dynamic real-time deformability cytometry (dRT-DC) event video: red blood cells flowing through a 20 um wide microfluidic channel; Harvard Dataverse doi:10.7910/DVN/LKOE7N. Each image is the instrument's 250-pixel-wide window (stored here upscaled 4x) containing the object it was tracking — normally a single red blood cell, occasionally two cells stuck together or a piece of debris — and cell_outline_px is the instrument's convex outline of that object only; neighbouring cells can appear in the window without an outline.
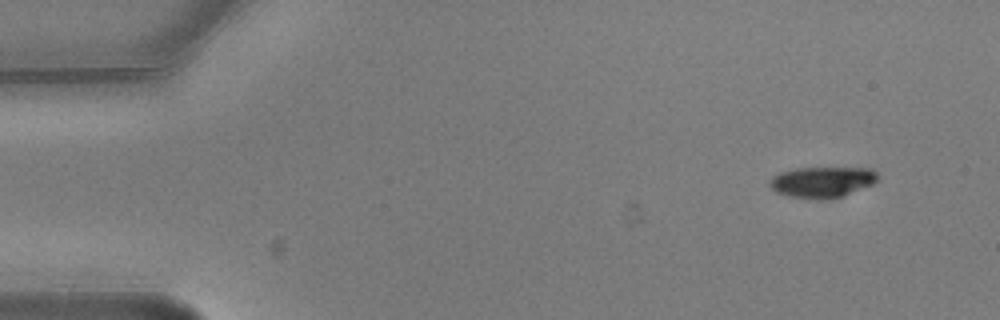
{"species": "common noctule bat (a hibernating species)", "species_latin": "Nyctalus noctula", "temperature_condition": "warm", "stored_images_in_passage": 6, "camera_frame_rate_fps": 3000, "um_per_image_px": 0.085, "animal": {"sex": "male", "body_mass_g": 20.5, "forearm_length_mm": 52.5}, "frame": {"image": 1, "passage_image": 1, "time_ms": 0.0, "image_size_px": [1000, 320], "cell_outline_px": [[880, 180], [872, 184], [844, 196], [828, 200], [816, 200], [792, 196], [776, 192], [768, 184], [772, 176], [780, 172], [796, 168], [872, 168], [880, 176]], "centroid_in_image_um": [69.92, 15.48], "position_along_channel_um": 15.1, "area_um2": 19.71}}
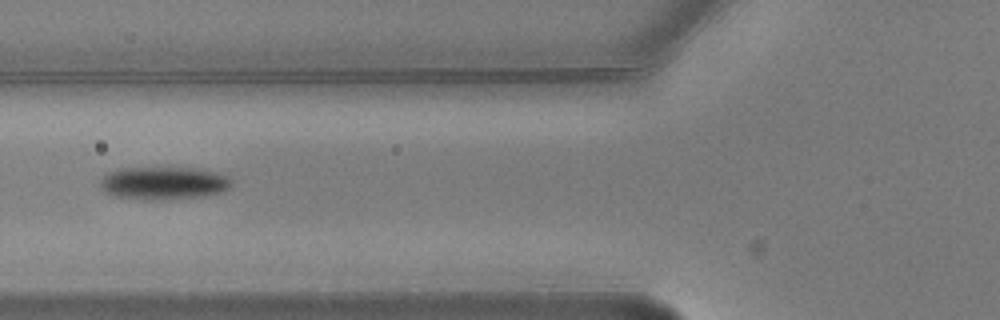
{"frame": {"image": 2, "passage_image": 6, "time_ms": 1.667, "image_size_px": [1000, 320], "cell_outline_px": [[232, 184], [228, 188], [220, 192], [200, 196], [160, 200], [144, 200], [116, 196], [104, 192], [100, 188], [100, 180], [108, 172], [120, 168], [192, 168], [216, 172], [228, 176], [232, 180]], "centroid_in_image_um": [13.87, 15.56], "position_along_channel_um": 111.9, "area_um2": 25.09}}